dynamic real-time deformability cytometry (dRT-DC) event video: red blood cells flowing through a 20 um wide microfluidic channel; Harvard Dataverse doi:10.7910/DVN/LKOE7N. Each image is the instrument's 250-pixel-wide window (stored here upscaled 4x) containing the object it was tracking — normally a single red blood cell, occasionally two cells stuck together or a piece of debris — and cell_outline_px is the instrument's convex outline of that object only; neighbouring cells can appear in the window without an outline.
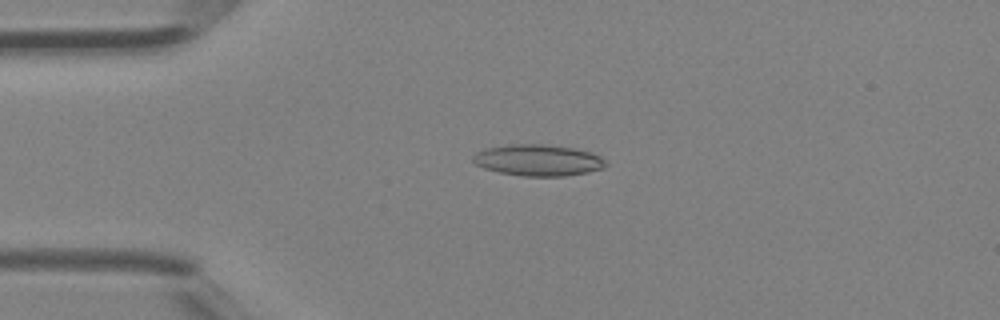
{"species": "Egyptian fruit bat (a non-hibernating species)", "species_latin": "Rousettus aegyptiacus", "temperature_condition": "room temperature", "stored_images_in_passage": 41, "camera_frame_rate_fps": 3000, "um_per_image_px": 0.085, "animal": {"sex": "female"}, "frame": {"image": 1, "passage_image": 10, "time_ms": 3.0, "image_size_px": [1000, 320], "cell_outline_px": [[608, 164], [604, 168], [588, 172], [564, 176], [524, 176], [500, 172], [484, 168], [476, 164], [472, 160], [472, 156], [476, 152], [484, 148], [508, 144], [544, 144], [572, 148], [592, 152], [600, 156]], "centroid_in_image_um": [45.73, 13.61], "position_along_channel_um": 39.3, "area_um2": 24.33}}
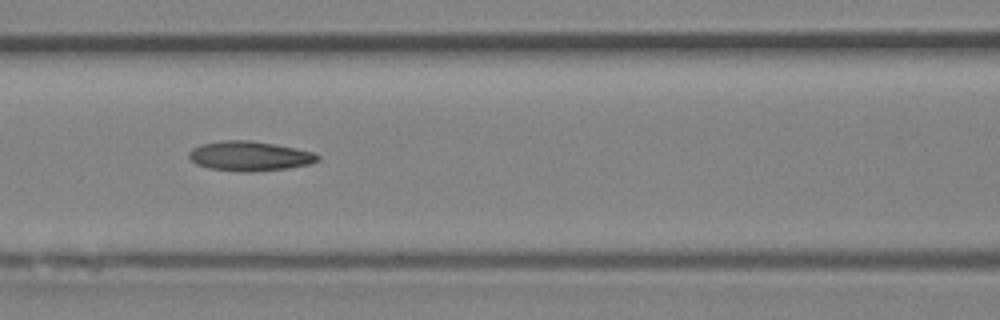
{"frame": {"image": 2, "passage_image": 18, "time_ms": 5.667, "image_size_px": [1000, 320], "cell_outline_px": [[320, 160], [308, 164], [288, 168], [248, 172], [244, 172], [212, 168], [196, 164], [188, 156], [188, 152], [192, 148], [200, 144], [220, 140], [252, 140], [276, 144], [296, 148], [312, 152], [320, 156]], "centroid_in_image_um": [21.21, 13.25], "position_along_channel_um": 145.4, "area_um2": 22.25}}
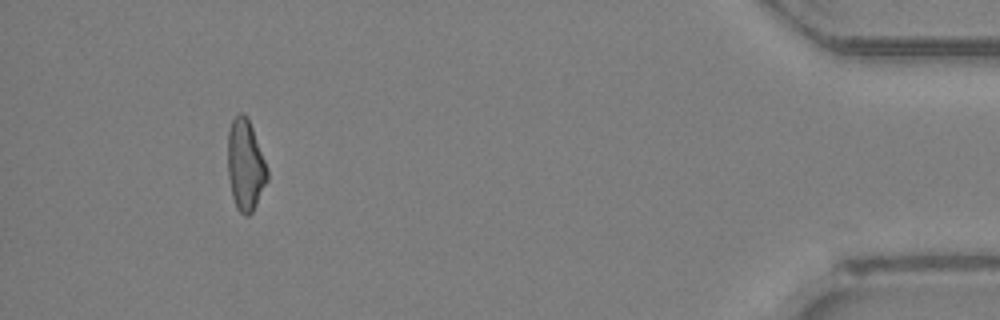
{"frame": {"image": 3, "passage_image": 38, "time_ms": 12.333, "image_size_px": [1000, 320], "cell_outline_px": [[268, 180], [252, 212], [248, 216], [244, 216], [236, 208], [232, 196], [228, 176], [228, 132], [232, 120], [240, 112], [248, 120], [252, 128], [268, 168]], "centroid_in_image_um": [20.86, 14.08], "position_along_channel_um": 414.3, "area_um2": 20.81}}